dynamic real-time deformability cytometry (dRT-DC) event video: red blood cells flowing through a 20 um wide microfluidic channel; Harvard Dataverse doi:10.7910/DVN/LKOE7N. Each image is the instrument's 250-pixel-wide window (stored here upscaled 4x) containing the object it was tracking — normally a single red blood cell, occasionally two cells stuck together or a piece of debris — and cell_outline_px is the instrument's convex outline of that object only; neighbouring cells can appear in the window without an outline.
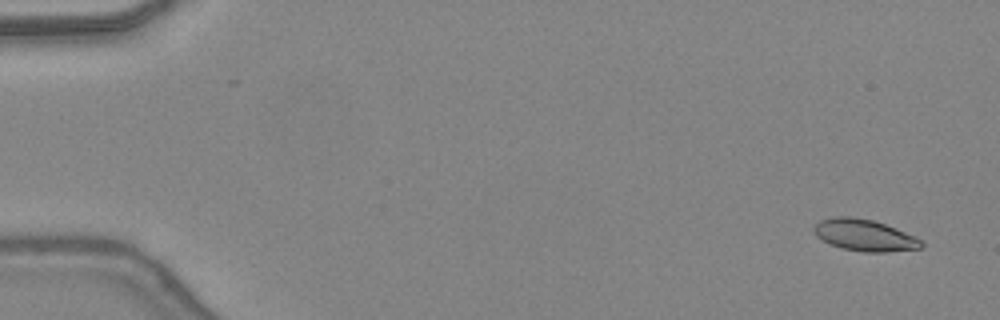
{"species": "common noctule bat (a hibernating species)", "species_latin": "Nyctalus noctula", "temperature_condition": "warm", "stored_images_in_passage": 48, "camera_frame_rate_fps": 3000, "um_per_image_px": 0.085, "animal": {"sex": "female", "body_mass_g": 24.6, "forearm_length_mm": 56.2}, "frame": {"image": 1, "passage_image": 3, "time_ms": 0.667, "image_size_px": [1000, 320], "cell_outline_px": [[924, 244], [920, 248], [888, 252], [864, 252], [844, 248], [828, 244], [816, 236], [812, 228], [820, 220], [836, 216], [848, 216], [872, 220], [896, 228], [916, 236]], "centroid_in_image_um": [73.47, 19.99], "position_along_channel_um": 11.5, "area_um2": 19.77}}
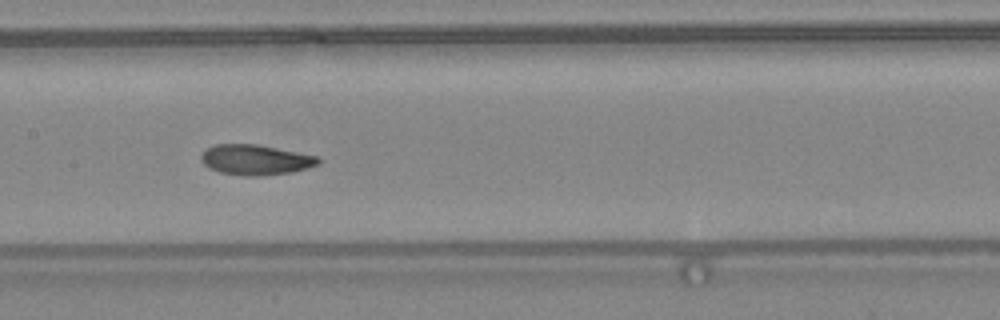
{"frame": {"image": 2, "passage_image": 25, "time_ms": 8.0, "image_size_px": [1000, 320], "cell_outline_px": [[320, 164], [308, 168], [292, 172], [256, 176], [244, 176], [220, 172], [208, 168], [200, 160], [200, 156], [208, 148], [216, 144], [256, 144], [320, 156]], "centroid_in_image_um": [21.74, 13.58], "position_along_channel_um": 185.7, "area_um2": 20.75}}
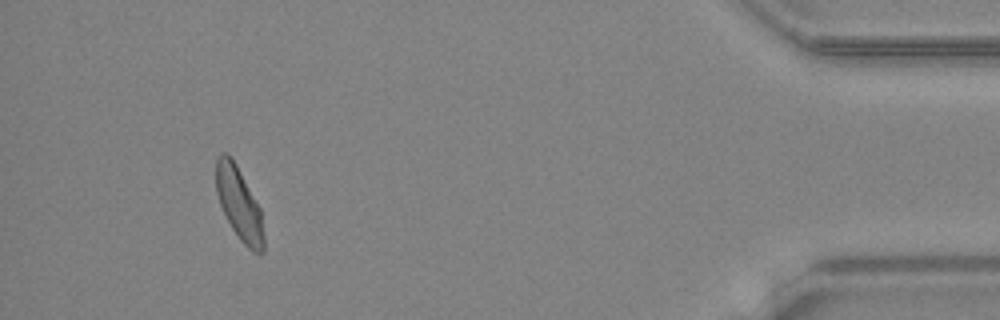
{"frame": {"image": 3, "passage_image": 45, "time_ms": 14.667, "image_size_px": [1000, 320], "cell_outline_px": [[264, 252], [260, 256], [252, 252], [240, 240], [232, 228], [220, 204], [216, 192], [216, 160], [220, 152], [228, 152], [232, 156], [260, 208], [264, 236]], "centroid_in_image_um": [20.33, 17.32], "position_along_channel_um": 414.9, "area_um2": 20.35}, "authors_computed_cell_mechanics": {"area_um2": 20.23, "velocity_mm_per_s": 4.4, "shape_relaxation_time_tau1_ms": 4.3168, "shape_relaxation_time_tau2_ms": 2.4071, "deformation_change_tau1": 0.1333, "deformation_change_tau2": 0.0742}}